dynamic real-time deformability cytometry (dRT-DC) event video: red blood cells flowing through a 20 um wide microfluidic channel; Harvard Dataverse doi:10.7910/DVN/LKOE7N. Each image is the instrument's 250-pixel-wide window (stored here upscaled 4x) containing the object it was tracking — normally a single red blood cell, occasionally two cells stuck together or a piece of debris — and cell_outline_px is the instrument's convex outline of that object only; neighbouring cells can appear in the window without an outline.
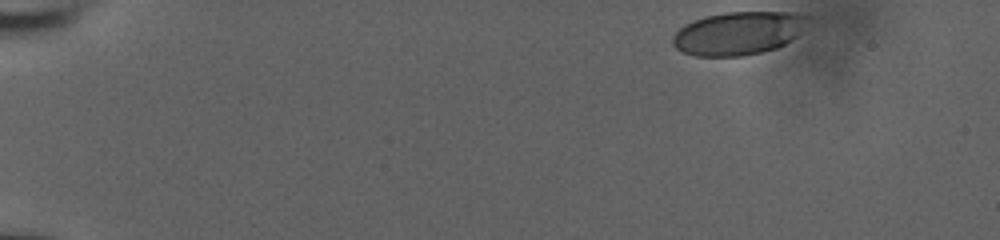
{"species": "human", "species_latin": "Homo sapiens", "temperature_condition": "room temperature", "stored_images_in_passage": 43, "camera_frame_rate_fps": 3000, "um_per_image_px": 0.085, "donor": {"sex": "male"}, "frame": {"image": 1, "passage_image": 1, "time_ms": 0.0, "image_size_px": [1000, 240], "cell_outline_px": [[812, 16], [800, 32], [796, 36], [784, 44], [776, 48], [760, 52], [740, 56], [696, 56], [684, 52], [676, 48], [672, 44], [672, 36], [684, 24], [692, 20], [704, 16], [724, 12], [796, 12]], "centroid_in_image_um": [62.76, 2.8], "position_along_channel_um": 22.2, "area_um2": 34.16}}
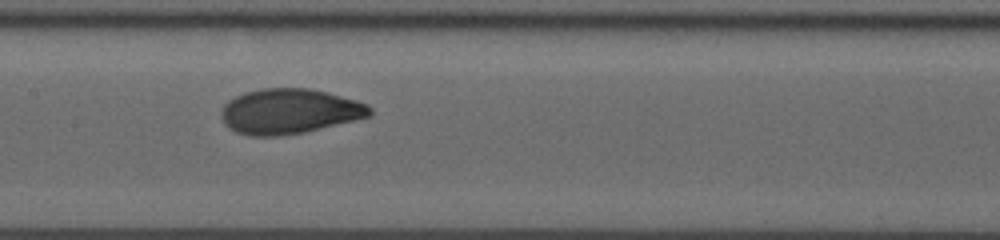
{"frame": {"image": 2, "passage_image": 24, "time_ms": 7.667, "image_size_px": [1000, 240], "cell_outline_px": [[372, 112], [368, 116], [304, 132], [276, 136], [252, 136], [236, 132], [228, 128], [224, 124], [220, 116], [220, 112], [224, 104], [228, 100], [244, 92], [260, 88], [312, 88], [328, 92], [356, 100], [368, 104], [372, 108]], "centroid_in_image_um": [24.54, 9.45], "position_along_channel_um": 182.9, "area_um2": 39.07}}
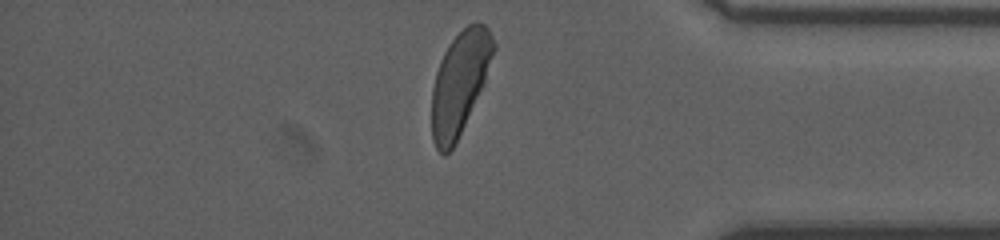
{"frame": {"image": 3, "passage_image": 42, "time_ms": 13.667, "image_size_px": [1000, 240], "cell_outline_px": [[496, 48], [484, 84], [452, 148], [444, 156], [436, 148], [432, 140], [432, 88], [436, 72], [440, 60], [444, 52], [452, 40], [468, 24], [476, 20], [484, 24], [488, 28], [496, 44]], "centroid_in_image_um": [39.08, 7.01], "position_along_channel_um": 396.1, "area_um2": 36.7}, "authors_computed_cell_mechanics": {"area_um2": 37.9746, "velocity_mm_per_s": 3.8491, "shape_relaxation_time_tau1_ms": 2.3411, "shape_relaxation_time_tau2_ms": null, "deformation_change_tau1": 0.1527, "deformation_change_tau2": null}}